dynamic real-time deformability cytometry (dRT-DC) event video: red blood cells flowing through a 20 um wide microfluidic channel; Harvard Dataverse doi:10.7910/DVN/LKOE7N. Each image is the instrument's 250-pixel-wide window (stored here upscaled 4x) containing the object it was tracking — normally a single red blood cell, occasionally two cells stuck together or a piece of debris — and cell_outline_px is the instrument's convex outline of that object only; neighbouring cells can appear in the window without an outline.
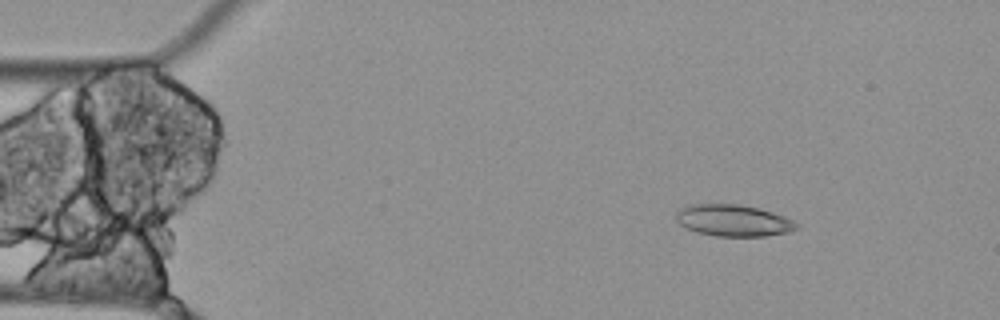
{"species": "Egyptian fruit bat (a non-hibernating species)", "species_latin": "Rousettus aegyptiacus", "temperature_condition": "cold", "stored_images_in_passage": 5, "camera_frame_rate_fps": 3000, "um_per_image_px": 0.085, "animal": {"sex": "female"}, "frame": {"image": 1, "passage_image": 2, "time_ms": 0.333, "image_size_px": [1000, 320], "cell_outline_px": [[800, 228], [788, 232], [764, 236], [716, 236], [696, 232], [680, 224], [676, 220], [676, 212], [680, 208], [692, 204], [740, 204], [772, 212], [784, 216], [800, 224]], "centroid_in_image_um": [62.35, 18.74], "position_along_channel_um": 22.7, "area_um2": 22.2}}
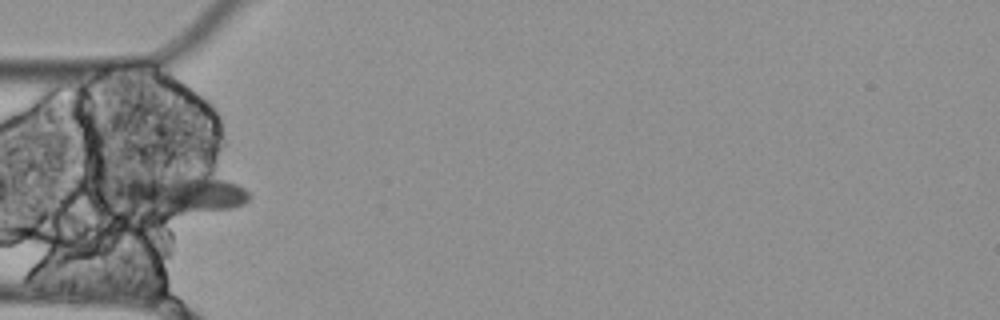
{"frame": {"image": 2, "passage_image": 5, "time_ms": 1.333, "image_size_px": [1000, 320], "cell_outline_px": [[252, 196], [244, 204], [232, 208], [168, 216], [148, 216], [96, 208], [96, 196], [112, 176], [172, 172], [204, 172], [236, 184], [244, 188]], "centroid_in_image_um": [14.44, 16.49], "position_along_channel_um": 70.6, "area_um2": 38.61}}